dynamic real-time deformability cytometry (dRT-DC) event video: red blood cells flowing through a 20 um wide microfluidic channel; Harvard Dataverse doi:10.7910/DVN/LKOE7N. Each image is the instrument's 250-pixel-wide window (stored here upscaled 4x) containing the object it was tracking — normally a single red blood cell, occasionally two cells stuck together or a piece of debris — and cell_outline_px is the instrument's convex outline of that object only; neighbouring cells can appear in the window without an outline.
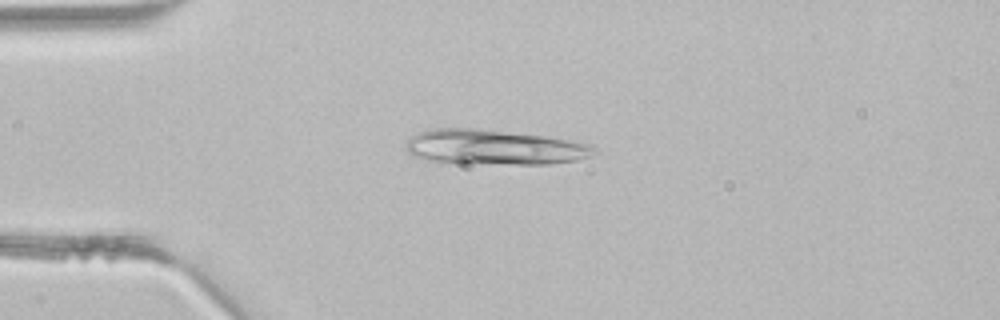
{"species": "common noctule bat (a hibernating species)", "species_latin": "Nyctalus noctula", "temperature_condition": "room temperature", "stored_images_in_passage": 3, "camera_frame_rate_fps": 3000, "um_per_image_px": 0.085, "animal": {"sex": "male", "body_mass_g": 21.5, "forearm_length_mm": 52.0}, "frame": {"image": 1, "passage_image": 3, "time_ms": 0.667, "image_size_px": [1000, 320], "cell_outline_px": [[600, 152], [576, 160], [548, 164], [516, 164], [428, 160], [416, 156], [408, 152], [404, 148], [404, 144], [416, 132], [432, 128], [484, 128], [552, 136], [592, 144], [600, 148]], "centroid_in_image_um": [42.1, 12.47], "position_along_channel_um": 42.9, "area_um2": 38.84}}